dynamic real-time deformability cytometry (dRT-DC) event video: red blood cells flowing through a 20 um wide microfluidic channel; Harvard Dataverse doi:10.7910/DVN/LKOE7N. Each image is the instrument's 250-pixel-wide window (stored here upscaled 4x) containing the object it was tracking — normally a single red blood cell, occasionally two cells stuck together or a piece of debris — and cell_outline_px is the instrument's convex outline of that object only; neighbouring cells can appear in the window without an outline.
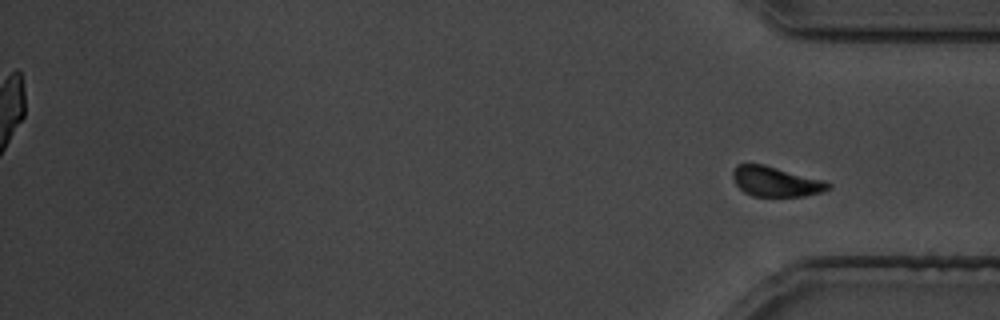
{"species": "common noctule bat (a hibernating species)", "species_latin": "Nyctalus noctula", "temperature_condition": "cold", "stored_images_in_passage": 31, "segment_of_instrument_passage": [2, 2], "camera_frame_rate_fps": 3000, "um_per_image_px": 0.085, "animal": {"sex": "male", "body_mass_g": 19.5, "forearm_length_mm": 54.6}, "frame": {"image": 1, "passage_image": 31, "time_ms": 37.0, "image_size_px": [1000, 320], "cell_outline_px": [[832, 188], [824, 192], [804, 196], [752, 196], [744, 192], [736, 184], [732, 176], [732, 172], [736, 164], [764, 164], [824, 180], [832, 184]], "centroid_in_image_um": [65.97, 15.43], "position_along_channel_um": 369.2, "area_um2": 16.82}}